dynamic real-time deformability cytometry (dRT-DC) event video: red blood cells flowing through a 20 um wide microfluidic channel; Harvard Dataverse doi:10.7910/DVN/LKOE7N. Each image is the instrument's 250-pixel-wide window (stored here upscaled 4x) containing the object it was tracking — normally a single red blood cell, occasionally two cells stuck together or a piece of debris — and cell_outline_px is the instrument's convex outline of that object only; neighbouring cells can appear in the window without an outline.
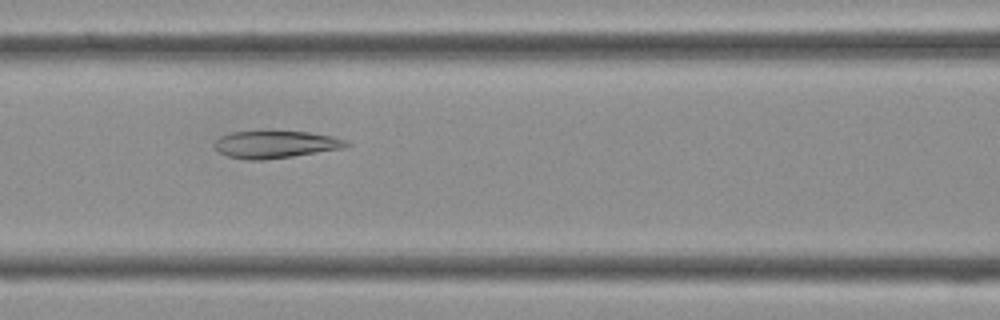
{"species": "Egyptian fruit bat (a non-hibernating species)", "species_latin": "Rousettus aegyptiacus", "temperature_condition": "cold", "stored_images_in_passage": 41, "camera_frame_rate_fps": 3000, "um_per_image_px": 0.085, "frame": {"image": 1, "passage_image": 17, "time_ms": 5.333, "image_size_px": [1000, 320], "cell_outline_px": [[352, 144], [344, 148], [292, 156], [264, 160], [248, 160], [228, 156], [220, 152], [212, 144], [220, 136], [232, 132], [264, 128], [308, 132], [332, 136], [348, 140]], "centroid_in_image_um": [23.41, 12.22], "position_along_channel_um": 143.2, "area_um2": 21.91}}
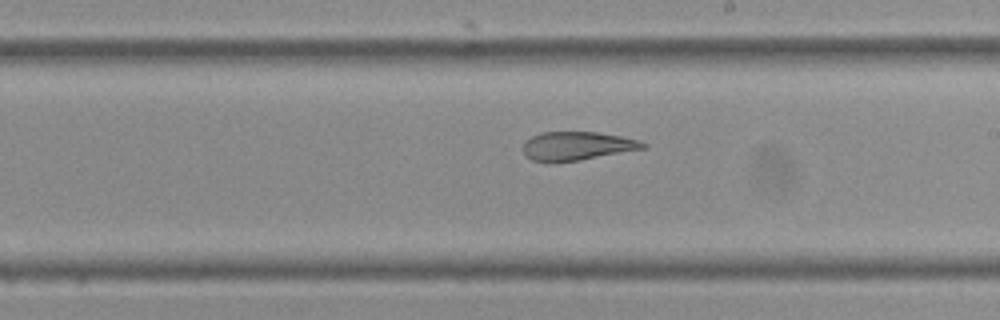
{"frame": {"image": 2, "passage_image": 23, "time_ms": 7.333, "image_size_px": [1000, 320], "cell_outline_px": [[648, 148], [580, 160], [532, 160], [524, 152], [524, 140], [540, 132], [596, 132], [620, 136], [640, 140], [648, 144]], "centroid_in_image_um": [49.13, 12.38], "position_along_channel_um": 239.9, "area_um2": 19.65}}
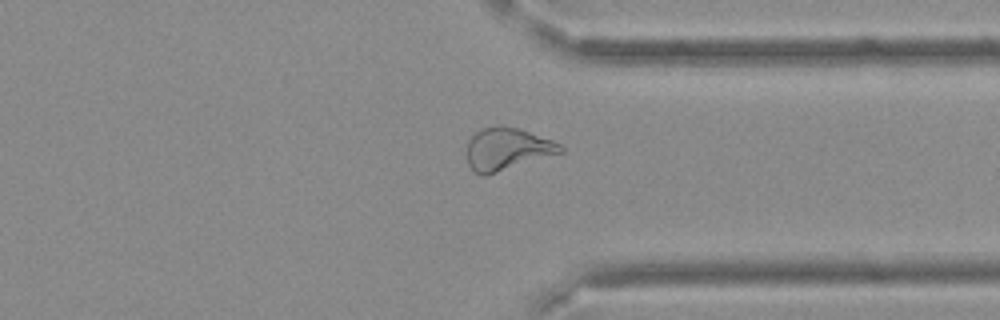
{"frame": {"image": 3, "passage_image": 31, "time_ms": 10.0, "image_size_px": [1000, 320], "cell_outline_px": [[564, 152], [484, 176], [480, 176], [468, 164], [468, 140], [476, 132], [484, 128], [500, 124], [520, 128], [552, 140], [560, 144], [564, 148]], "centroid_in_image_um": [43.13, 12.65], "position_along_channel_um": 368.3, "area_um2": 23.06}}